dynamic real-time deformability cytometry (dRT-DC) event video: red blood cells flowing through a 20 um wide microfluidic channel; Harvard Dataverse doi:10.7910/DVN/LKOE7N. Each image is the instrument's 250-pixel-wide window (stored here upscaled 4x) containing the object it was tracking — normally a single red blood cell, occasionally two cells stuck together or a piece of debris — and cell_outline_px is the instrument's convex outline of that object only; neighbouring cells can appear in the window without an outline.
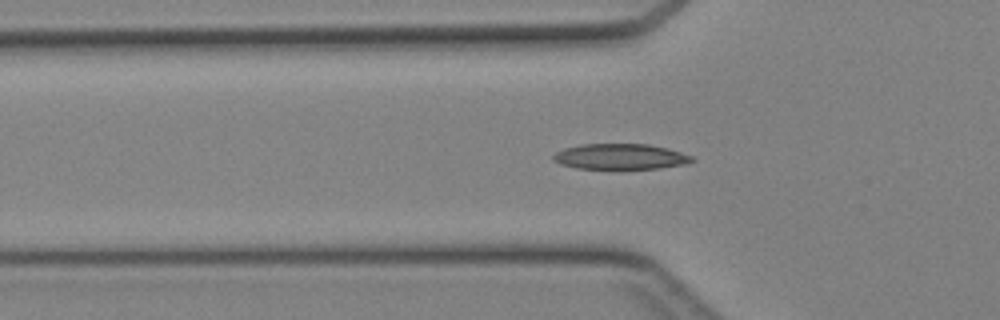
{"species": "Egyptian fruit bat (a non-hibernating species)", "species_latin": "Rousettus aegyptiacus", "temperature_condition": "cold", "stored_images_in_passage": 33, "segment_of_instrument_passage": [1, 2], "camera_frame_rate_fps": 3000, "um_per_image_px": 0.085, "animal": {"sex": "female"}, "frame": {"image": 1, "passage_image": 2, "time_ms": 0.333, "image_size_px": [1000, 320], "cell_outline_px": [[696, 160], [688, 164], [660, 168], [576, 168], [560, 164], [552, 160], [552, 156], [556, 152], [564, 148], [580, 144], [648, 144], [668, 148], [692, 156]], "centroid_in_image_um": [52.74, 13.3], "position_along_channel_um": 73.1, "area_um2": 20.69}}
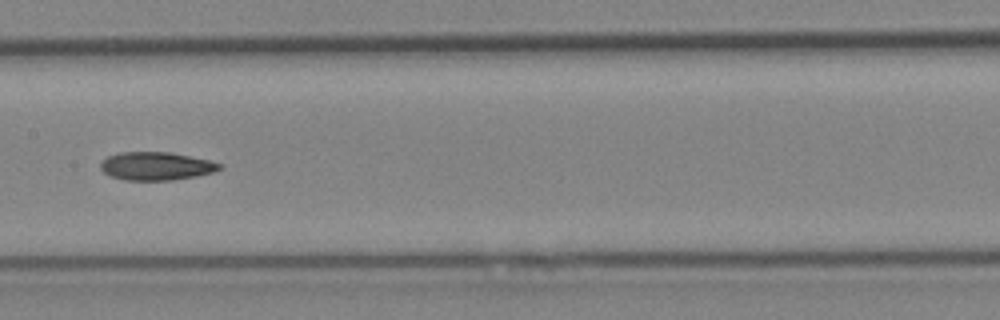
{"frame": {"image": 2, "passage_image": 10, "time_ms": 3.0, "image_size_px": [1000, 320], "cell_outline_px": [[224, 168], [212, 172], [196, 176], [172, 180], [124, 180], [112, 176], [104, 172], [100, 168], [100, 164], [108, 156], [120, 152], [168, 152], [208, 160], [224, 164]], "centroid_in_image_um": [13.3, 14.12], "position_along_channel_um": 194.1, "area_um2": 19.42}}
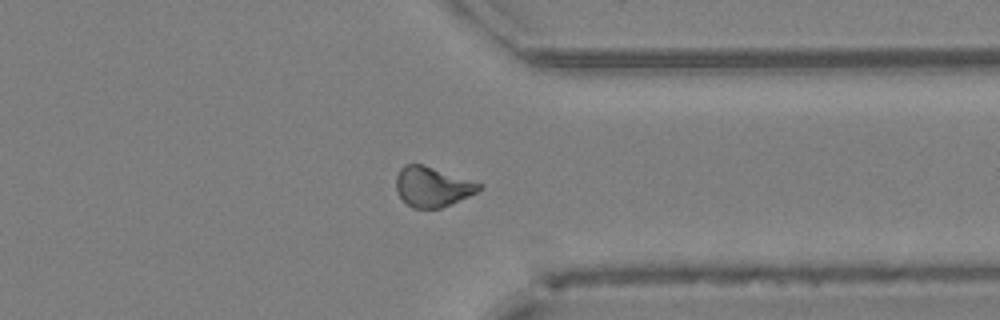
{"frame": {"image": 3, "passage_image": 22, "time_ms": 7.0, "image_size_px": [1000, 320], "cell_outline_px": [[484, 188], [468, 196], [440, 208], [412, 208], [396, 192], [396, 176], [400, 168], [404, 164], [424, 164], [484, 184]], "centroid_in_image_um": [36.76, 15.85], "position_along_channel_um": 374.6, "area_um2": 19.36}}